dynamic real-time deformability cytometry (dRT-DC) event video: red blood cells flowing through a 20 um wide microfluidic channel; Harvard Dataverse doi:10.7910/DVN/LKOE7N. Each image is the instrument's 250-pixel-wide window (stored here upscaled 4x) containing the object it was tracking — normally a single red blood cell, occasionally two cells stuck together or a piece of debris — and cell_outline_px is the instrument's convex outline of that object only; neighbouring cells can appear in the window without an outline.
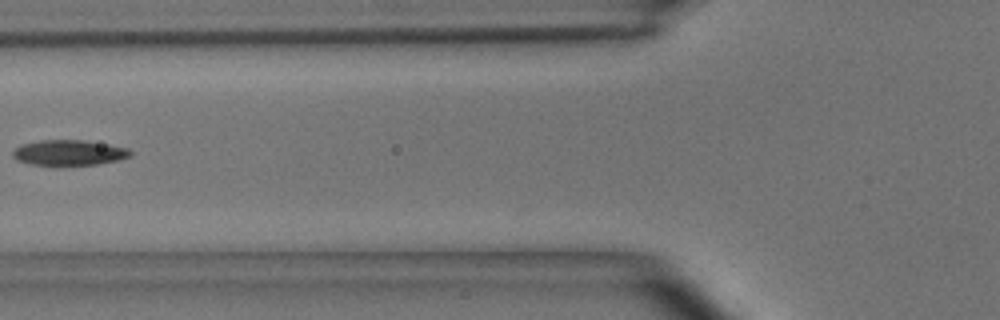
{"species": "common noctule bat (a hibernating species)", "species_latin": "Nyctalus noctula", "temperature_condition": "room temperature", "stored_images_in_passage": 2, "camera_frame_rate_fps": 3000, "um_per_image_px": 0.085, "animal": {"sex": "male", "body_mass_g": 15.6}, "frame": {"image": 1, "passage_image": 2, "time_ms": 0.333, "image_size_px": [1000, 320], "cell_outline_px": [[132, 156], [120, 160], [100, 164], [56, 168], [32, 164], [16, 160], [12, 156], [12, 152], [20, 144], [40, 140], [84, 140], [108, 144], [128, 148], [132, 152]], "centroid_in_image_um": [5.86, 13.02], "position_along_channel_um": 119.9, "area_um2": 18.32}}